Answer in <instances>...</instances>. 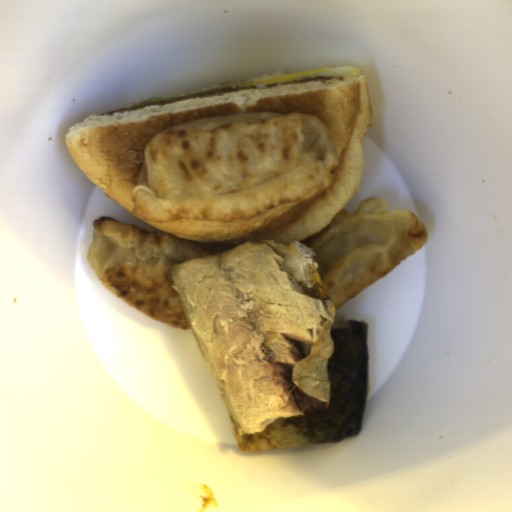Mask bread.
<instances>
[{
  "mask_svg": "<svg viewBox=\"0 0 512 512\" xmlns=\"http://www.w3.org/2000/svg\"><path fill=\"white\" fill-rule=\"evenodd\" d=\"M342 80L223 94L148 106L114 115L91 114L67 129L64 139L76 163L107 195L157 228L211 255L247 241L301 242L330 224L355 197L364 170L365 137L372 126L367 75ZM309 113L319 117L335 144L339 165L328 187L248 219L231 222L174 219L149 222L132 209V190L147 144L157 133L195 119L240 112Z\"/></svg>",
  "mask_w": 512,
  "mask_h": 512,
  "instance_id": "bread-1",
  "label": "bread"
}]
</instances>
